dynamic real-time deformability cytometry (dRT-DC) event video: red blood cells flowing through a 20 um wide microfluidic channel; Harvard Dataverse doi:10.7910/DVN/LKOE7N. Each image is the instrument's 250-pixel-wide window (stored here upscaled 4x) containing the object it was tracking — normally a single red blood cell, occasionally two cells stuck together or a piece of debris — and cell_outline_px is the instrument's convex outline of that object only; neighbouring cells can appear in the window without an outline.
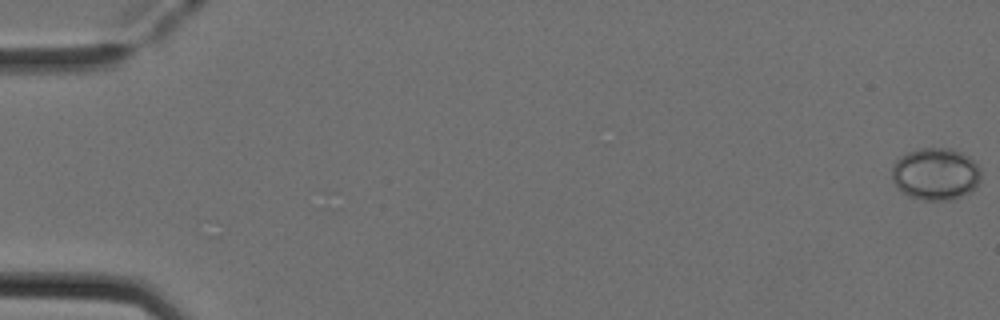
{"species": "Egyptian fruit bat (a non-hibernating species)", "species_latin": "Rousettus aegyptiacus", "temperature_condition": "cold", "stored_images_in_passage": 53, "camera_frame_rate_fps": 3000, "um_per_image_px": 0.085, "animal": {"sex": "female"}, "frame": {"image": 1, "passage_image": 1, "time_ms": 0.0, "image_size_px": [1000, 320], "cell_outline_px": [[980, 180], [968, 192], [952, 200], [920, 200], [908, 196], [896, 188], [892, 180], [892, 164], [900, 156], [908, 152], [920, 148], [952, 148], [968, 156], [980, 168]], "centroid_in_image_um": [79.47, 14.78], "position_along_channel_um": 5.5, "area_um2": 27.17}}
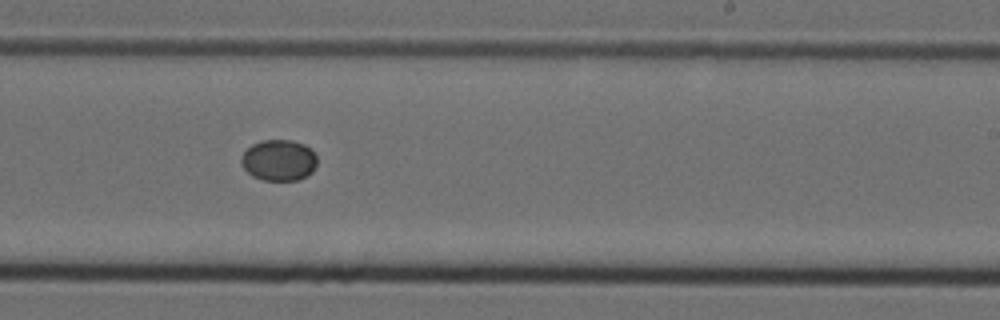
{"frame": {"image": 2, "passage_image": 33, "time_ms": 10.667, "image_size_px": [1000, 320], "cell_outline_px": [[316, 164], [312, 172], [308, 176], [296, 180], [264, 180], [252, 176], [240, 164], [240, 156], [252, 144], [260, 140], [292, 140], [304, 144], [316, 156]], "centroid_in_image_um": [23.67, 13.62], "position_along_channel_um": 265.3, "area_um2": 18.21}}
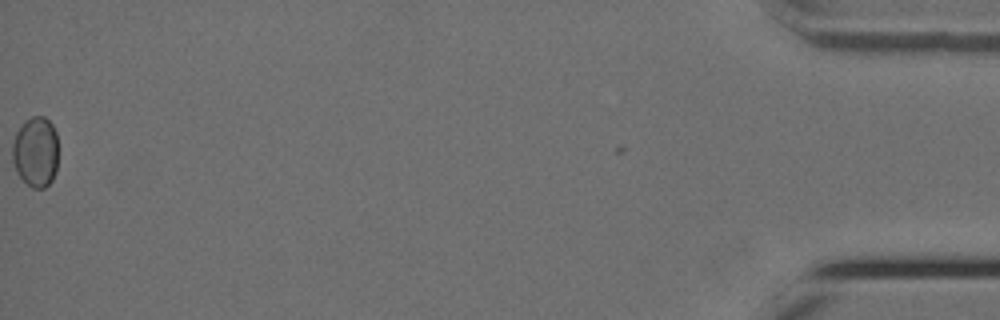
{"frame": {"image": 3, "passage_image": 53, "time_ms": 17.333, "image_size_px": [1000, 320], "cell_outline_px": [[56, 172], [52, 180], [44, 188], [32, 188], [20, 176], [12, 160], [12, 144], [16, 132], [32, 116], [44, 116], [52, 124], [56, 132]], "centroid_in_image_um": [3.03, 12.91], "position_along_channel_um": 432.2, "area_um2": 18.5}}